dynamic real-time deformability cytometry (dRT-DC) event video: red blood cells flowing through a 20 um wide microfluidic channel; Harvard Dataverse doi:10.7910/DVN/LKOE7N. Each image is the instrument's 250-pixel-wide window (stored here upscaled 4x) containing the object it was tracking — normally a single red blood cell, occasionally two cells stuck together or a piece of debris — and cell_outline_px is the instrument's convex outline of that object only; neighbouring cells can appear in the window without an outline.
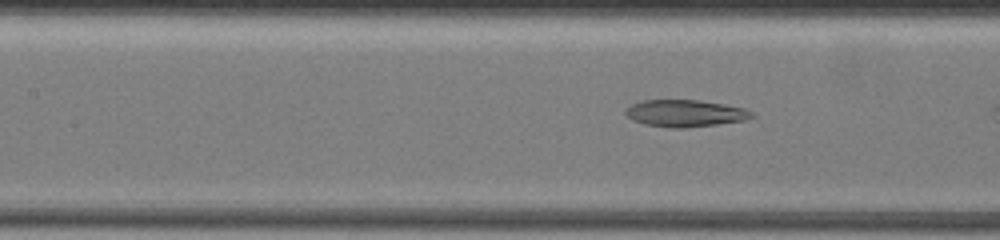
{"species": "common noctule bat (a hibernating species)", "species_latin": "Nyctalus noctula", "temperature_condition": "warm", "stored_images_in_passage": 9, "camera_frame_rate_fps": 3000, "um_per_image_px": 0.085, "animal": {"sex": "female", "body_mass_g": 19.5, "forearm_length_mm": 54.1}, "frame": {"image": 1, "passage_image": 6, "time_ms": 1.667, "image_size_px": [1000, 240], "cell_outline_px": [[756, 116], [744, 120], [716, 124], [684, 128], [668, 128], [644, 124], [632, 120], [624, 112], [632, 104], [644, 100], [700, 100], [724, 104], [744, 108], [752, 112]], "centroid_in_image_um": [58.24, 9.63], "position_along_channel_um": 149.2, "area_um2": 19.77}}